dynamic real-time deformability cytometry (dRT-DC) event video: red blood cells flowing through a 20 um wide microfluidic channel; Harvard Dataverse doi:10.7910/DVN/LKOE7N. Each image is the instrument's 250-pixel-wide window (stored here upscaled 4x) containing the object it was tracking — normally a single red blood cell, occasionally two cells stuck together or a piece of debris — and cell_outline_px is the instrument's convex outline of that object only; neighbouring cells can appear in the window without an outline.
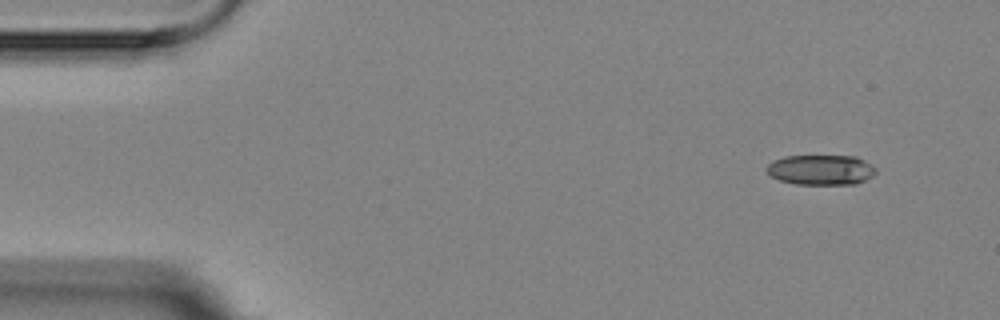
{"species": "Egyptian fruit bat (a non-hibernating species)", "species_latin": "Rousettus aegyptiacus", "temperature_condition": "room temperature", "stored_images_in_passage": 6, "camera_frame_rate_fps": 3000, "um_per_image_px": 0.085, "animal": {"sex": "female"}, "frame": {"image": 1, "passage_image": 1, "time_ms": 0.0, "image_size_px": [1000, 320], "cell_outline_px": [[876, 172], [872, 176], [856, 184], [796, 184], [780, 180], [772, 176], [764, 168], [772, 160], [784, 156], [856, 156], [872, 164], [876, 168]], "centroid_in_image_um": [69.78, 14.43], "position_along_channel_um": 15.2, "area_um2": 19.25}}
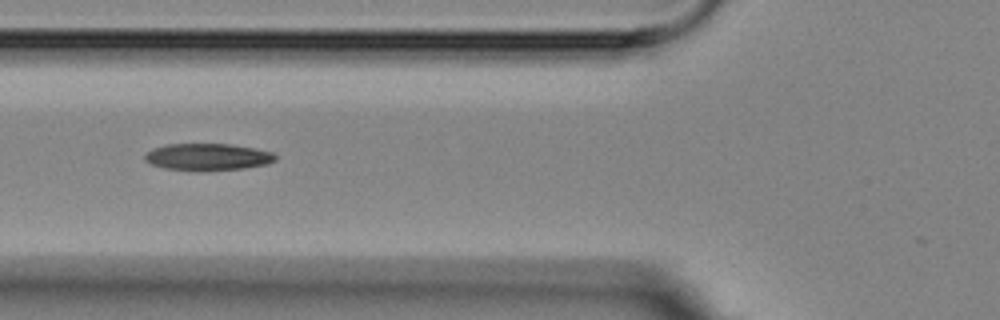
{"frame": {"image": 2, "passage_image": 5, "time_ms": 5.333, "image_size_px": [1000, 320], "cell_outline_px": [[276, 160], [268, 164], [244, 168], [164, 168], [152, 164], [144, 160], [144, 156], [152, 148], [164, 144], [228, 144], [256, 148], [272, 152], [276, 156]], "centroid_in_image_um": [17.67, 13.29], "position_along_channel_um": 108.1, "area_um2": 19.65}}
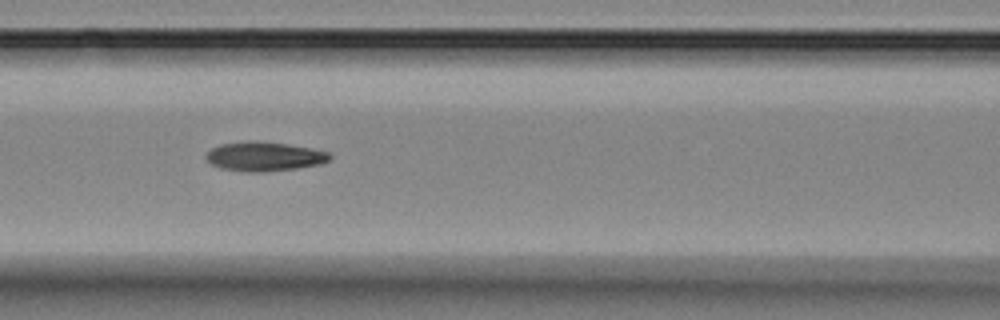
{"frame": {"image": 3, "passage_image": 6, "time_ms": 6.333, "image_size_px": [1000, 320], "cell_outline_px": [[332, 160], [320, 164], [296, 168], [264, 172], [244, 172], [220, 168], [212, 164], [204, 156], [212, 148], [220, 144], [244, 140], [252, 140], [288, 144], [312, 148], [328, 152], [332, 156]], "centroid_in_image_um": [22.47, 13.29], "position_along_channel_um": 144.1, "area_um2": 21.33}}